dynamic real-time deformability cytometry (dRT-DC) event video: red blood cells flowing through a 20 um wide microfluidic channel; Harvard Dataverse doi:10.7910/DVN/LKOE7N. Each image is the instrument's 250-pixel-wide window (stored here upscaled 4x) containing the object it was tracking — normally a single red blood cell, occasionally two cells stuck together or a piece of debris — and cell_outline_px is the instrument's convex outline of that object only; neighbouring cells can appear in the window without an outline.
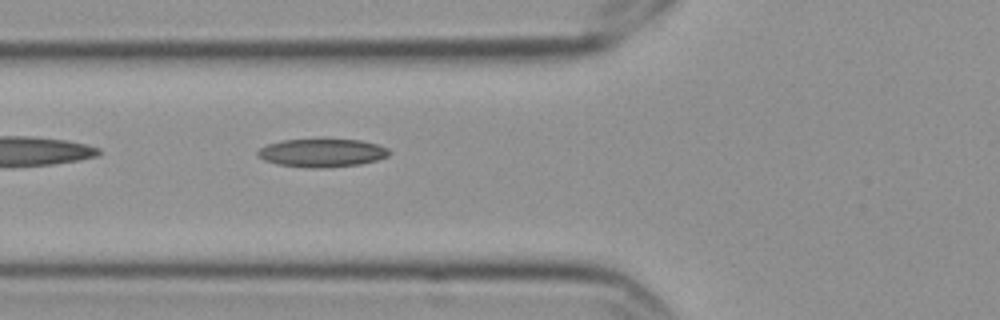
{"species": "Egyptian fruit bat (a non-hibernating species)", "species_latin": "Rousettus aegyptiacus", "temperature_condition": "cold", "stored_images_in_passage": 6, "camera_frame_rate_fps": 3000, "um_per_image_px": 0.085, "frame": {"image": 1, "passage_image": 6, "time_ms": 1.667, "image_size_px": [1000, 320], "cell_outline_px": [[392, 152], [388, 156], [376, 160], [360, 164], [324, 168], [304, 168], [276, 164], [264, 160], [256, 156], [256, 152], [260, 148], [268, 144], [280, 140], [360, 140], [376, 144], [388, 148]], "centroid_in_image_um": [27.34, 13.01], "position_along_channel_um": 98.5, "area_um2": 21.68}}